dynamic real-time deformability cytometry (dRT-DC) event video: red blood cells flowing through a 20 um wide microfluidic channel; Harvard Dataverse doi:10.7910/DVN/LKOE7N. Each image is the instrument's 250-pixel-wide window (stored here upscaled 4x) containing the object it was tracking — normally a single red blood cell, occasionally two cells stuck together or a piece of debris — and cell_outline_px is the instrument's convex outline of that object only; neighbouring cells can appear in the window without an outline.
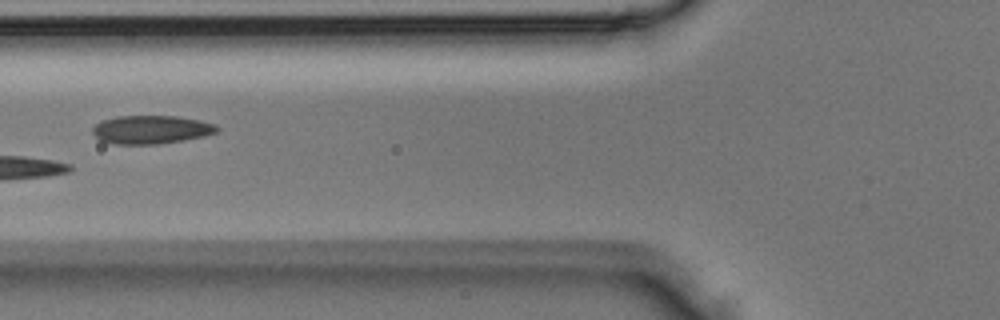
{"species": "Egyptian fruit bat (a non-hibernating species)", "species_latin": "Rousettus aegyptiacus", "temperature_condition": "room temperature", "stored_images_in_passage": 4, "camera_frame_rate_fps": 3000, "um_per_image_px": 0.085, "animal": {"sex": "male"}, "frame": {"image": 1, "passage_image": 4, "time_ms": 1.0, "image_size_px": [1000, 320], "cell_outline_px": [[220, 128], [216, 132], [204, 136], [184, 140], [160, 144], [112, 144], [100, 140], [92, 132], [92, 128], [100, 120], [116, 116], [176, 116], [200, 120], [216, 124]], "centroid_in_image_um": [12.84, 11.01], "position_along_channel_um": 113.0, "area_um2": 20.75}}